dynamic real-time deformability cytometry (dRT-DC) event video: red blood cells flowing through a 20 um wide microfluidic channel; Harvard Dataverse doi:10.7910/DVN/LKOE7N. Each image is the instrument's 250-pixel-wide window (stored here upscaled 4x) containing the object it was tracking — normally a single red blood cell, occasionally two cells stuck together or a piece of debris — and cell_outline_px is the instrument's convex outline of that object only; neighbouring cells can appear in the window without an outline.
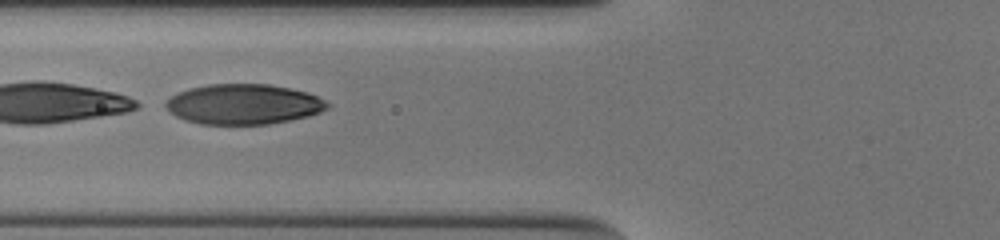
{"species": "human", "species_latin": "Homo sapiens", "temperature_condition": "cold", "stored_images_in_passage": 42, "camera_frame_rate_fps": 3000, "um_per_image_px": 0.085, "donor": {"sex": "male"}, "frame": {"image": 1, "passage_image": 11, "time_ms": 3.333, "image_size_px": [1000, 240], "cell_outline_px": [[328, 108], [320, 112], [308, 116], [268, 124], [200, 124], [184, 120], [168, 112], [164, 108], [164, 104], [172, 96], [188, 88], [208, 84], [268, 84], [308, 92], [324, 100], [328, 104]], "centroid_in_image_um": [20.65, 8.86], "position_along_channel_um": 105.1, "area_um2": 37.8}}
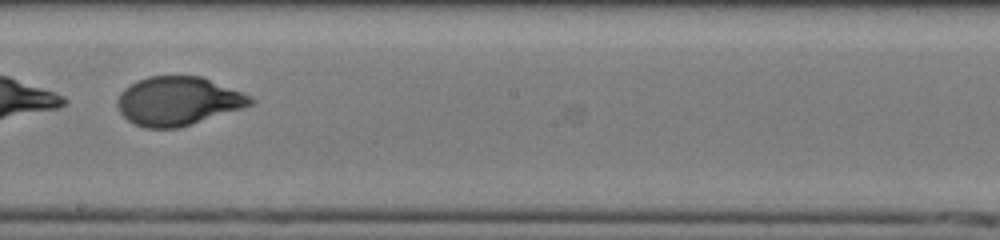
{"frame": {"image": 2, "passage_image": 21, "time_ms": 6.667, "image_size_px": [1000, 240], "cell_outline_px": [[256, 100], [252, 104], [244, 108], [180, 128], [144, 128], [128, 120], [120, 112], [116, 104], [116, 100], [120, 92], [124, 88], [136, 80], [148, 76], [200, 76], [252, 96]], "centroid_in_image_um": [15.13, 8.59], "position_along_channel_um": 233.1, "area_um2": 37.97}}
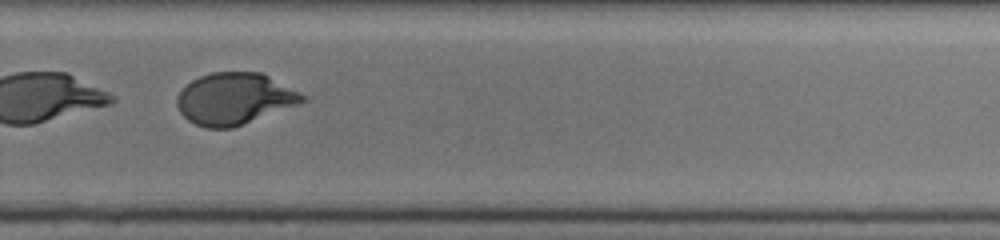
{"frame": {"image": 3, "passage_image": 27, "time_ms": 8.667, "image_size_px": [1000, 240], "cell_outline_px": [[308, 100], [300, 104], [232, 128], [208, 128], [196, 124], [188, 120], [180, 112], [176, 104], [176, 96], [192, 80], [200, 76], [212, 72], [260, 72], [308, 96]], "centroid_in_image_um": [19.95, 8.39], "position_along_channel_um": 309.9, "area_um2": 37.69}, "authors_computed_cell_mechanics": {"area_um2": 39.015, "velocity_mm_per_s": 3.8347, "shape_relaxation_time_tau1_ms": 0.9495, "shape_relaxation_time_tau2_ms": null, "deformation_change_tau1": 0.3475, "deformation_change_tau2": null}}